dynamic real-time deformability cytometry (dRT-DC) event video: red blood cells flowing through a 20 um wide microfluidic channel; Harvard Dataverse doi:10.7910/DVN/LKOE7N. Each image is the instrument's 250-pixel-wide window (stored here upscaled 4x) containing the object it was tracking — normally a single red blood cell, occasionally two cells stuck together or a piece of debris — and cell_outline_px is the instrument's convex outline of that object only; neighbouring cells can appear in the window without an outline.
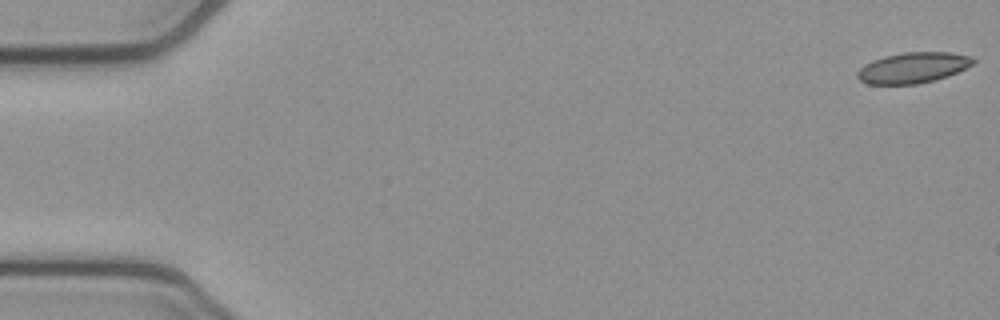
{"species": "common noctule bat (a hibernating species)", "species_latin": "Nyctalus noctula", "temperature_condition": "cold", "stored_images_in_passage": 54, "camera_frame_rate_fps": 3000, "um_per_image_px": 0.085, "animal": {"sex": "female", "body_mass_g": 21.9}, "frame": {"image": 1, "passage_image": 1, "time_ms": 0.0, "image_size_px": [1000, 320], "cell_outline_px": [[976, 60], [972, 64], [948, 76], [916, 84], [868, 84], [860, 80], [856, 76], [856, 72], [864, 64], [872, 60], [884, 56], [904, 52], [948, 52], [972, 56]], "centroid_in_image_um": [77.57, 5.75], "position_along_channel_um": 7.4, "area_um2": 20.63}}
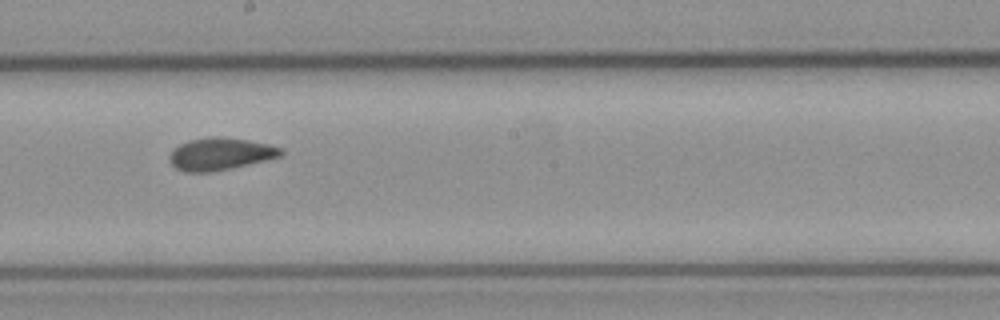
{"frame": {"image": 2, "passage_image": 30, "time_ms": 9.667, "image_size_px": [1000, 320], "cell_outline_px": [[284, 152], [280, 156], [268, 160], [232, 168], [212, 172], [184, 172], [176, 168], [168, 160], [168, 156], [172, 148], [188, 140], [212, 136], [220, 136], [248, 140], [268, 144], [284, 148]], "centroid_in_image_um": [18.71, 13.08], "position_along_channel_um": 229.5, "area_um2": 21.33}}
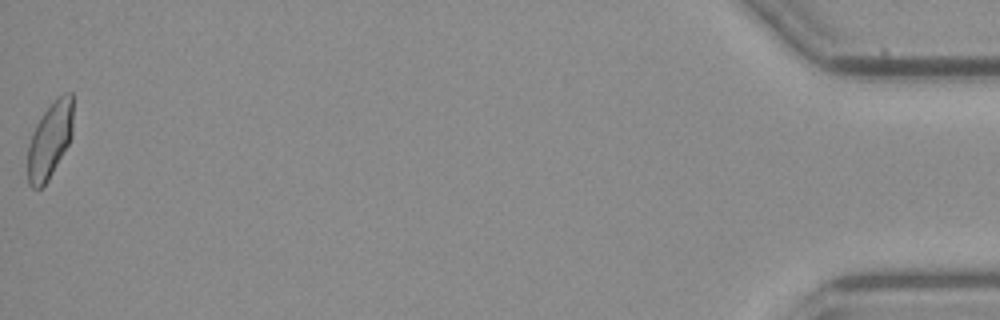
{"frame": {"image": 3, "passage_image": 54, "time_ms": 17.667, "image_size_px": [1000, 320], "cell_outline_px": [[72, 136], [68, 144], [48, 180], [40, 188], [32, 188], [28, 184], [28, 144], [32, 132], [36, 124], [44, 112], [56, 96], [64, 92], [72, 92]], "centroid_in_image_um": [4.23, 11.88], "position_along_channel_um": 431.0, "area_um2": 20.06}, "authors_computed_cell_mechanics": {"area_um2": 20.8947, "velocity_mm_per_s": 3.8107, "shape_relaxation_time_tau1_ms": null, "shape_relaxation_time_tau2_ms": 1.6672, "deformation_change_tau1": null, "deformation_change_tau2": 0.0733}}